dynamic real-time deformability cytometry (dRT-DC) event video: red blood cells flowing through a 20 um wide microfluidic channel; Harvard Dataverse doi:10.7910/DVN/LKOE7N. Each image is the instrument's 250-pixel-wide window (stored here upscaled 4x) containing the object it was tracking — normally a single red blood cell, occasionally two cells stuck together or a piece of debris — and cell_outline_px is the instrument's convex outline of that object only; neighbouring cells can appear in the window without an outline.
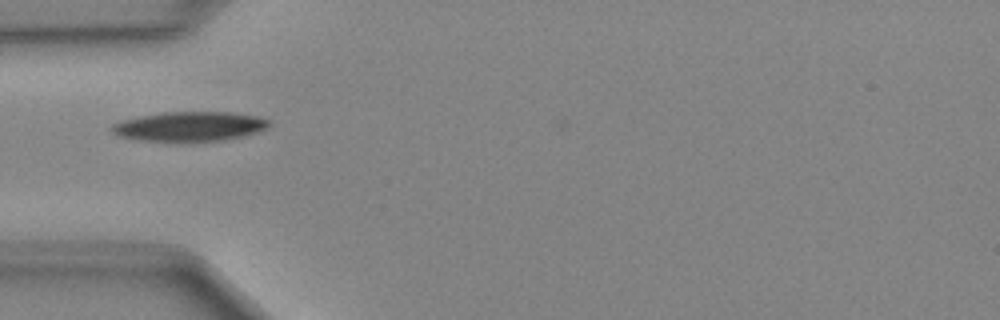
{"species": "Egyptian fruit bat (a non-hibernating species)", "species_latin": "Rousettus aegyptiacus", "temperature_condition": "cold", "stored_images_in_passage": 34, "camera_frame_rate_fps": 3000, "um_per_image_px": 0.085, "animal": {"sex": "female"}, "frame": {"image": 1, "passage_image": 4, "time_ms": 1.0, "image_size_px": [1000, 320], "cell_outline_px": [[272, 124], [268, 128], [244, 136], [224, 140], [192, 144], [176, 144], [136, 140], [116, 136], [108, 128], [112, 124], [124, 120], [140, 116], [160, 112], [232, 112], [256, 116], [272, 120]], "centroid_in_image_um": [16.09, 10.8], "position_along_channel_um": 68.9, "area_um2": 28.55}}
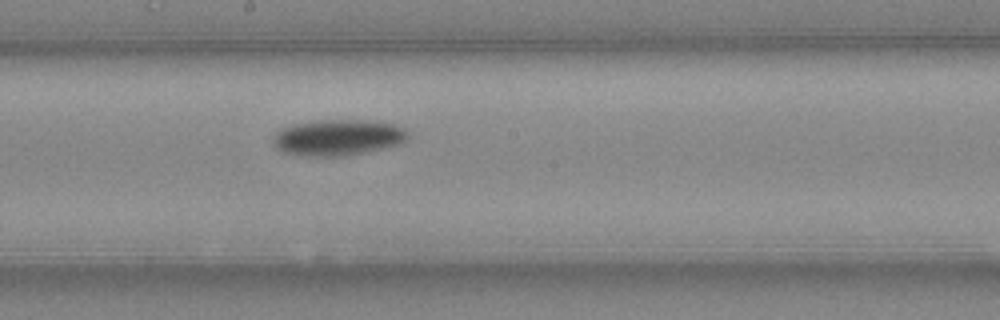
{"frame": {"image": 2, "passage_image": 15, "time_ms": 4.667, "image_size_px": [1000, 320], "cell_outline_px": [[408, 140], [400, 144], [384, 148], [344, 156], [296, 156], [284, 152], [276, 148], [272, 144], [272, 136], [280, 128], [296, 124], [316, 120], [376, 120], [392, 124], [404, 128], [408, 132]], "centroid_in_image_um": [28.7, 11.69], "position_along_channel_um": 219.5, "area_um2": 28.73}}
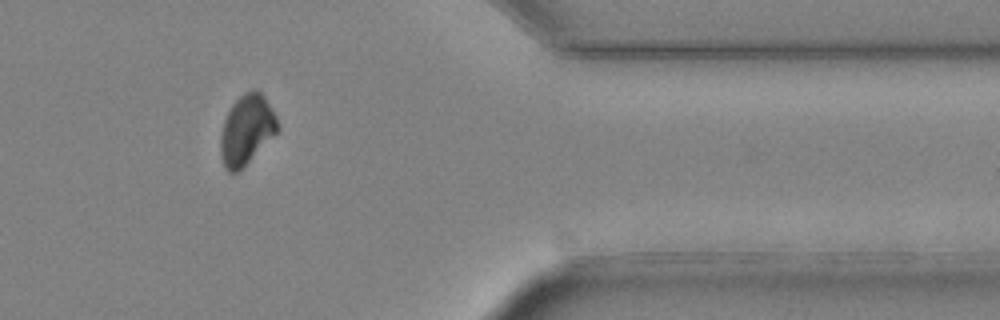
{"frame": {"image": 3, "passage_image": 29, "time_ms": 9.333, "image_size_px": [1000, 320], "cell_outline_px": [[280, 128], [236, 172], [228, 172], [224, 168], [220, 152], [220, 136], [224, 120], [232, 104], [244, 92], [256, 88], [264, 96], [276, 116]], "centroid_in_image_um": [20.94, 10.98], "position_along_channel_um": 390.5, "area_um2": 22.66}}